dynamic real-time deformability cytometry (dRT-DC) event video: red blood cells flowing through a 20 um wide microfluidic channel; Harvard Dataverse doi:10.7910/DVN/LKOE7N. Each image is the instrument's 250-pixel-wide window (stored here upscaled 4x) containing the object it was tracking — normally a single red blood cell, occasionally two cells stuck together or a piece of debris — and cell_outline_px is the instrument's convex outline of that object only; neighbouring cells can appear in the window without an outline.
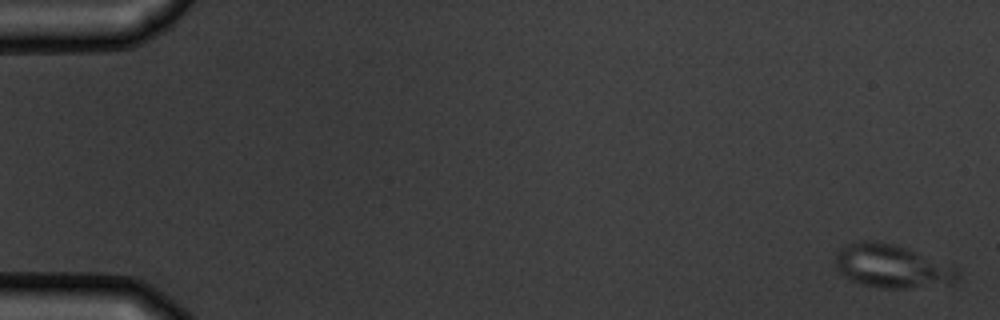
{"species": "common noctule bat (a hibernating species)", "species_latin": "Nyctalus noctula", "temperature_condition": "warm", "stored_images_in_passage": 6, "camera_frame_rate_fps": 3000, "um_per_image_px": 0.085, "animal": {"sex": "male", "body_mass_g": 19.5, "forearm_length_mm": 54.6}, "frame": {"image": 1, "passage_image": 1, "time_ms": 0.0, "image_size_px": [1000, 320], "cell_outline_px": [[960, 276], [956, 280], [908, 288], [880, 288], [860, 284], [848, 280], [836, 268], [836, 252], [840, 248], [848, 244], [860, 240], [872, 240], [896, 244], [956, 268], [960, 272]], "centroid_in_image_um": [75.7, 22.61], "position_along_channel_um": 9.3, "area_um2": 30.35}}